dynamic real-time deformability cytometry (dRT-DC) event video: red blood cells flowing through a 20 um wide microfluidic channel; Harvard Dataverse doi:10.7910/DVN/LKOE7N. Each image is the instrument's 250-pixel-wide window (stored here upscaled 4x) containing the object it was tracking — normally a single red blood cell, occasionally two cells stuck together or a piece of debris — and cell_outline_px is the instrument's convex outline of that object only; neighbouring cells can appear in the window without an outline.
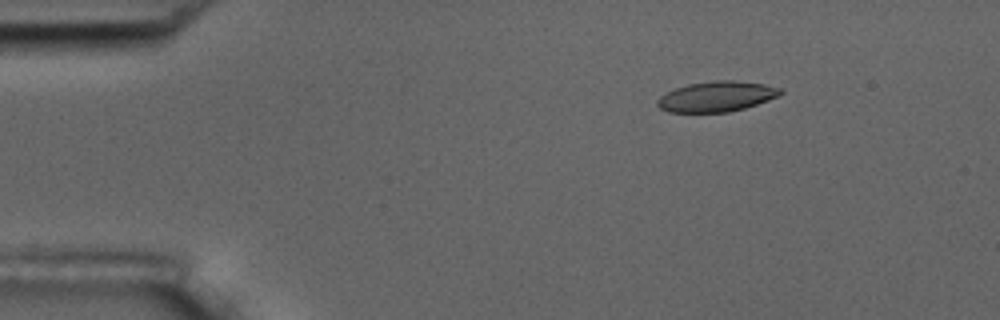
{"species": "common noctule bat (a hibernating species)", "species_latin": "Nyctalus noctula", "temperature_condition": "room temperature", "stored_images_in_passage": 4, "camera_frame_rate_fps": 3000, "um_per_image_px": 0.085, "animal": {"sex": "male", "body_mass_g": 17.5, "forearm_length_mm": 52.3}, "frame": {"image": 1, "passage_image": 2, "time_ms": 1.333, "image_size_px": [1000, 320], "cell_outline_px": [[784, 92], [780, 96], [744, 108], [728, 112], [668, 112], [660, 108], [656, 104], [656, 100], [660, 96], [676, 88], [688, 84], [712, 80], [736, 80], [764, 84], [780, 88]], "centroid_in_image_um": [60.92, 8.2], "position_along_channel_um": 24.1, "area_um2": 21.79}}